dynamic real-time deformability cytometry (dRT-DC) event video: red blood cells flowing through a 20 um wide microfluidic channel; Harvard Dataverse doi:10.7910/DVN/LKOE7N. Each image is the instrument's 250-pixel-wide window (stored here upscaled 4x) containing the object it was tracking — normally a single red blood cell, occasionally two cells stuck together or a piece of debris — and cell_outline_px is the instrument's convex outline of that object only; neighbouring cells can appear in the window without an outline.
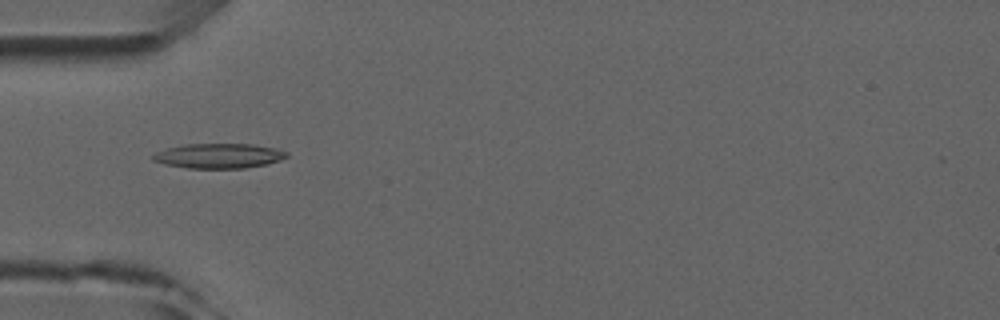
{"species": "common noctule bat (a hibernating species)", "species_latin": "Nyctalus noctula", "temperature_condition": "room temperature", "stored_images_in_passage": 5, "camera_frame_rate_fps": 3000, "um_per_image_px": 0.085, "animal": {"sex": "male", "forearm_length_mm": 52.5}, "frame": {"image": 1, "passage_image": 4, "time_ms": 3.667, "image_size_px": [1000, 320], "cell_outline_px": [[288, 156], [280, 160], [268, 164], [244, 168], [188, 168], [164, 164], [152, 160], [152, 156], [156, 152], [168, 148], [184, 144], [252, 144], [276, 148], [288, 152]], "centroid_in_image_um": [18.62, 13.25], "position_along_channel_um": 66.4, "area_um2": 19.36}}
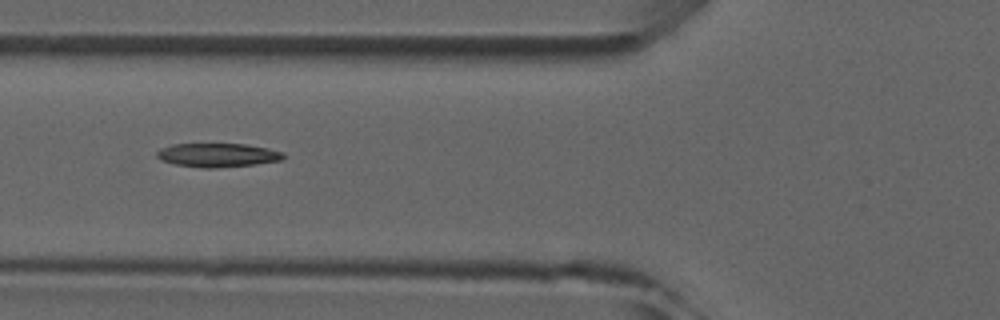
{"frame": {"image": 2, "passage_image": 5, "time_ms": 4.667, "image_size_px": [1000, 320], "cell_outline_px": [[284, 156], [280, 160], [256, 164], [216, 168], [200, 168], [176, 164], [160, 160], [156, 156], [156, 152], [160, 148], [172, 144], [244, 144], [268, 148], [284, 152]], "centroid_in_image_um": [18.47, 13.18], "position_along_channel_um": 107.3, "area_um2": 17.57}}